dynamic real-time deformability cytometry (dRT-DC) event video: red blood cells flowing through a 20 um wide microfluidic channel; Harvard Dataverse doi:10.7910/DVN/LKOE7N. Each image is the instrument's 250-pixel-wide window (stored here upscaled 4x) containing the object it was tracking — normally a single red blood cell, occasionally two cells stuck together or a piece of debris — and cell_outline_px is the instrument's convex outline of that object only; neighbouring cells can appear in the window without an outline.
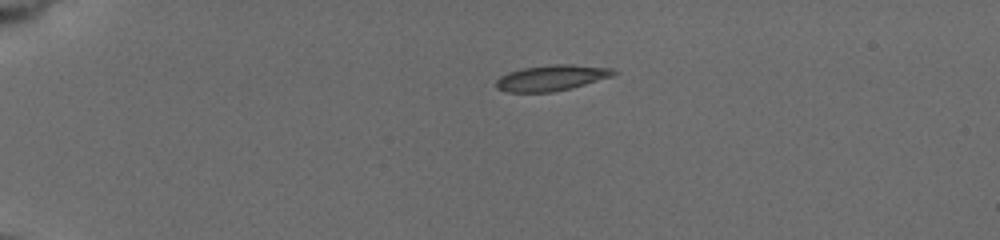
{"species": "common noctule bat (a hibernating species)", "species_latin": "Nyctalus noctula", "temperature_condition": "cold", "stored_images_in_passage": 12, "camera_frame_rate_fps": 3000, "um_per_image_px": 0.085, "animal": {"sex": "female", "body_mass_g": 19.5, "forearm_length_mm": 54.1}, "frame": {"image": 1, "passage_image": 1, "time_ms": 0.0, "image_size_px": [1000, 240], "cell_outline_px": [[620, 72], [612, 76], [572, 88], [552, 92], [508, 92], [496, 88], [496, 80], [500, 76], [508, 72], [524, 68], [552, 64], [572, 64], [612, 68]], "centroid_in_image_um": [46.9, 6.61], "position_along_channel_um": 38.1, "area_um2": 17.69}}
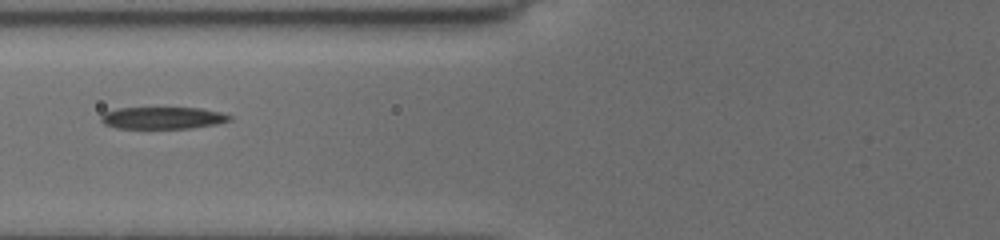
{"frame": {"image": 2, "passage_image": 6, "time_ms": 3.667, "image_size_px": [1000, 240], "cell_outline_px": [[232, 120], [216, 124], [188, 128], [116, 128], [104, 124], [100, 120], [100, 116], [104, 112], [116, 108], [200, 108], [220, 112], [232, 116]], "centroid_in_image_um": [13.8, 10.02], "position_along_channel_um": 112.0, "area_um2": 16.47}}
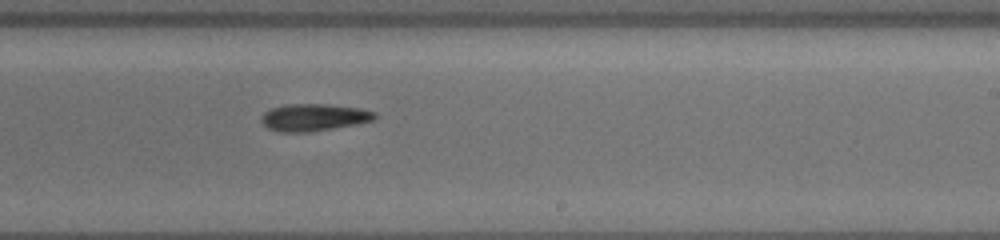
{"frame": {"image": 3, "passage_image": 12, "time_ms": 7.667, "image_size_px": [1000, 240], "cell_outline_px": [[376, 116], [372, 120], [356, 124], [308, 132], [280, 132], [268, 128], [260, 120], [264, 112], [272, 108], [288, 104], [324, 104], [360, 108], [376, 112]], "centroid_in_image_um": [26.66, 9.97], "position_along_channel_um": 262.3, "area_um2": 17.74}}